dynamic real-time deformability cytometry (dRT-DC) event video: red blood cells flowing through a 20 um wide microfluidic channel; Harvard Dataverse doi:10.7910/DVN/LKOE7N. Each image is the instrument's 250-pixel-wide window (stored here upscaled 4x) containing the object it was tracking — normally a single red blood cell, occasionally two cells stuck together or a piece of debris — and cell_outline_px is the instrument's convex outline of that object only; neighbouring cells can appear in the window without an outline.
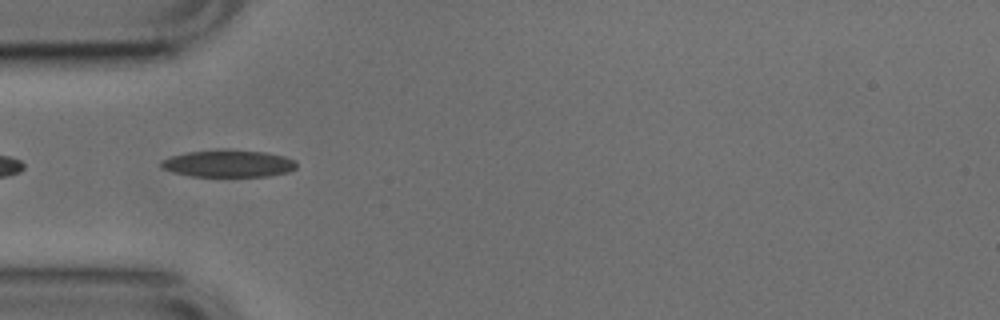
{"species": "common noctule bat (a hibernating species)", "species_latin": "Nyctalus noctula", "temperature_condition": "cold", "stored_images_in_passage": 9, "camera_frame_rate_fps": 3000, "um_per_image_px": 0.085, "animal": {"sex": "male", "body_mass_g": 17.9, "forearm_length_mm": 54.2}, "frame": {"image": 1, "passage_image": 4, "time_ms": 1.0, "image_size_px": [1000, 320], "cell_outline_px": [[296, 168], [288, 172], [268, 176], [192, 176], [172, 172], [160, 168], [160, 160], [172, 156], [188, 152], [220, 148], [228, 148], [264, 152], [284, 156], [296, 160]], "centroid_in_image_um": [19.39, 13.88], "position_along_channel_um": 65.6, "area_um2": 21.79}}
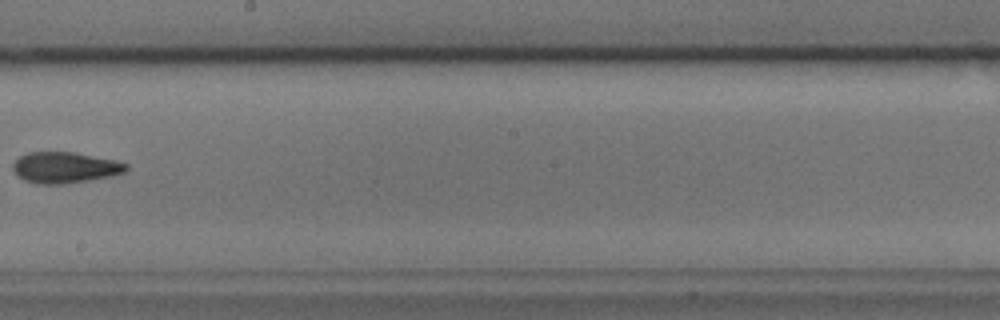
{"frame": {"image": 2, "passage_image": 8, "time_ms": 2.333, "image_size_px": [1000, 320], "cell_outline_px": [[128, 168], [124, 172], [112, 176], [64, 184], [36, 184], [24, 180], [12, 168], [12, 164], [20, 156], [28, 152], [76, 152], [116, 160], [128, 164]], "centroid_in_image_um": [5.54, 14.23], "position_along_channel_um": 242.7, "area_um2": 20.52}}